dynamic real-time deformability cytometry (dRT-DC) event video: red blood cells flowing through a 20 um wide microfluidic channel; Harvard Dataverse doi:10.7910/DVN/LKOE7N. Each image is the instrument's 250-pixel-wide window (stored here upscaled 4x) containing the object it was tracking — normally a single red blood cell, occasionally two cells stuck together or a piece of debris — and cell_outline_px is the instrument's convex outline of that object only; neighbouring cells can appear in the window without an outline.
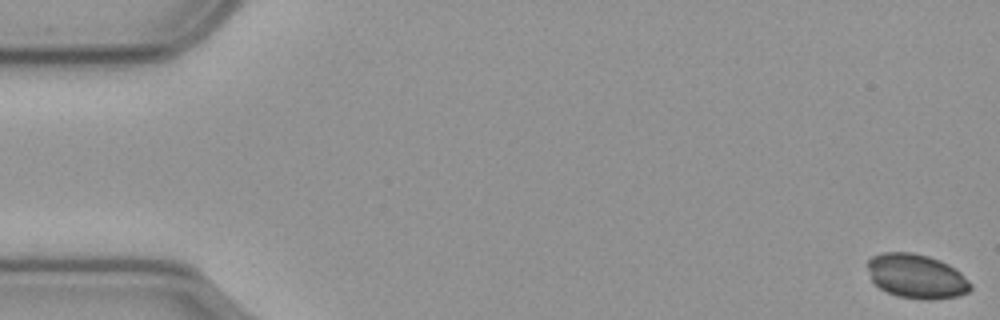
{"species": "common noctule bat (a hibernating species)", "species_latin": "Nyctalus noctula", "temperature_condition": "cold", "stored_images_in_passage": 58, "camera_frame_rate_fps": 3000, "um_per_image_px": 0.085, "animal": {"sex": "male", "body_mass_g": 23.1, "forearm_length_mm": 52.7}, "frame": {"image": 1, "passage_image": 1, "time_ms": 0.0, "image_size_px": [1000, 320], "cell_outline_px": [[972, 288], [968, 292], [960, 296], [932, 300], [924, 300], [896, 296], [880, 288], [872, 280], [868, 268], [868, 260], [872, 256], [880, 252], [912, 252], [928, 256], [940, 260], [956, 268], [972, 284]], "centroid_in_image_um": [77.93, 23.48], "position_along_channel_um": 7.1, "area_um2": 26.82}}
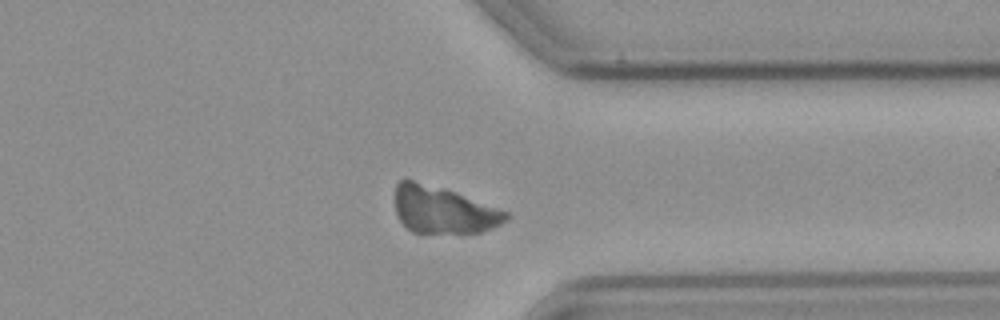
{"frame": {"image": 2, "passage_image": 45, "time_ms": 14.667, "image_size_px": [1000, 320], "cell_outline_px": [[508, 220], [500, 224], [480, 232], [412, 232], [400, 220], [396, 212], [396, 184], [400, 180], [412, 180], [444, 188], [508, 212]], "centroid_in_image_um": [37.66, 17.84], "position_along_channel_um": 373.7, "area_um2": 29.71}}
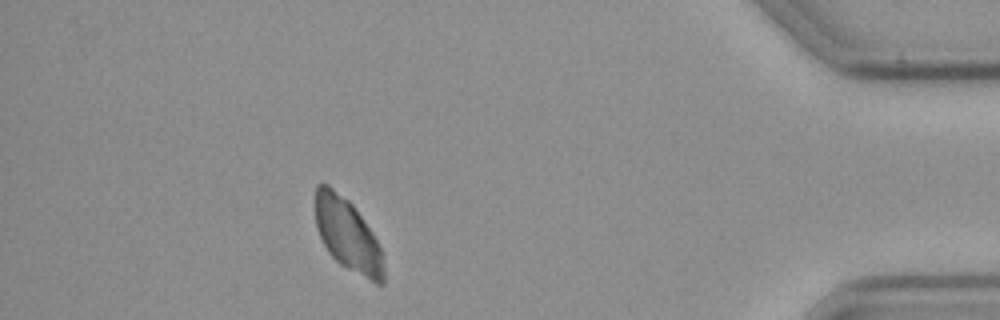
{"frame": {"image": 3, "passage_image": 52, "time_ms": 17.0, "image_size_px": [1000, 320], "cell_outline_px": [[384, 284], [376, 284], [340, 264], [328, 252], [316, 228], [316, 184], [328, 184], [348, 200], [356, 208], [372, 232], [380, 248], [384, 268]], "centroid_in_image_um": [29.55, 19.97], "position_along_channel_um": 405.6, "area_um2": 28.61}}